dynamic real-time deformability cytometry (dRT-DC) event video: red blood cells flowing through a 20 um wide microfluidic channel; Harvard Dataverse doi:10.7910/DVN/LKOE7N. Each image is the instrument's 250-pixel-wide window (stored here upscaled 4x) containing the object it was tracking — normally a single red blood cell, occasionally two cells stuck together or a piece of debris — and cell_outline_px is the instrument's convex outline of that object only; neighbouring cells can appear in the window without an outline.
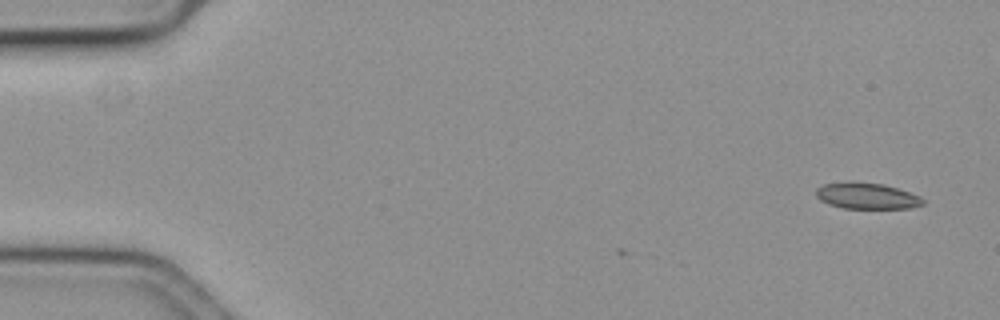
{"species": "common noctule bat (a hibernating species)", "species_latin": "Nyctalus noctula", "temperature_condition": "cold", "stored_images_in_passage": 6, "camera_frame_rate_fps": 3000, "um_per_image_px": 0.085, "animal": {"sex": "female", "body_mass_g": 19.3, "forearm_length_mm": 54.1}, "frame": {"image": 1, "passage_image": 1, "time_ms": 0.0, "image_size_px": [1000, 320], "cell_outline_px": [[924, 204], [912, 208], [844, 208], [828, 204], [820, 200], [816, 196], [816, 188], [824, 184], [884, 184], [920, 196], [924, 200]], "centroid_in_image_um": [73.71, 16.69], "position_along_channel_um": 11.3, "area_um2": 15.61}}